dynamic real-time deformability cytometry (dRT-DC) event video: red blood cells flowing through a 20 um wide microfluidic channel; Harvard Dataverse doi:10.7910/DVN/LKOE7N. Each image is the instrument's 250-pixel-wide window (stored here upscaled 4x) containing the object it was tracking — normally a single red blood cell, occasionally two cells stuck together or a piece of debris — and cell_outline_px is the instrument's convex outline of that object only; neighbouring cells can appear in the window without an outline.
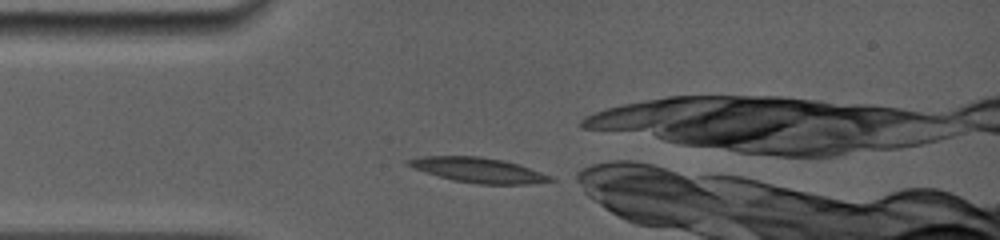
{"species": "common noctule bat (a hibernating species)", "species_latin": "Nyctalus noctula", "temperature_condition": "room temperature", "stored_images_in_passage": 6, "camera_frame_rate_fps": 5000, "um_per_image_px": 0.085, "animal": {"sex": "female", "body_mass_g": 19.0, "forearm_length_mm": 56.7}, "frame": {"image": 1, "passage_image": 1, "time_ms": 0.0, "image_size_px": [1000, 240], "cell_outline_px": [[556, 180], [528, 184], [480, 184], [452, 180], [424, 172], [412, 168], [404, 164], [408, 160], [424, 156], [480, 156], [504, 160], [520, 164], [552, 176]], "centroid_in_image_um": [40.67, 14.45], "position_along_channel_um": 44.3, "area_um2": 20.75}}